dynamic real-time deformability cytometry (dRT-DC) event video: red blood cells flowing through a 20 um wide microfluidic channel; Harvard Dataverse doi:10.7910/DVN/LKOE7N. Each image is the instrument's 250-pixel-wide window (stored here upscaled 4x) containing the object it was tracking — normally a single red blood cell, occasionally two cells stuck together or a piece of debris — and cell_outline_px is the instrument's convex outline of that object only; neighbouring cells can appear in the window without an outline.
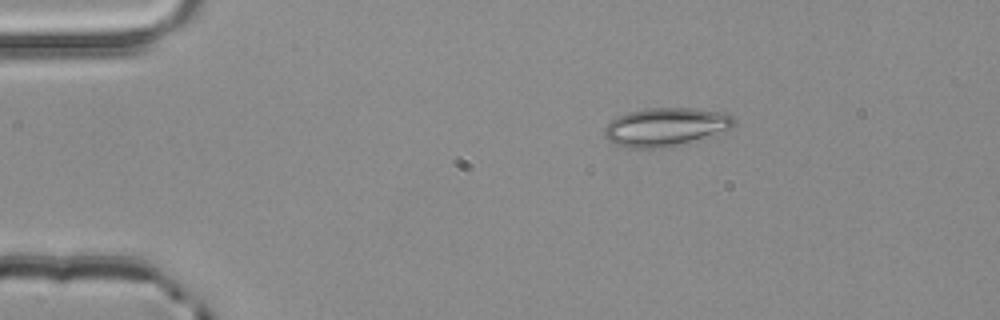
{"species": "common noctule bat (a hibernating species)", "species_latin": "Nyctalus noctula", "temperature_condition": "room temperature", "stored_images_in_passage": 2, "camera_frame_rate_fps": 3000, "um_per_image_px": 0.085, "animal": {"sex": "male", "body_mass_g": 20.4}, "frame": {"image": 1, "passage_image": 1, "time_ms": 0.0, "image_size_px": [1000, 320], "cell_outline_px": [[736, 124], [732, 128], [716, 136], [668, 148], [624, 148], [608, 140], [604, 136], [604, 128], [612, 120], [628, 112], [648, 108], [696, 108], [724, 112], [732, 116], [736, 120]], "centroid_in_image_um": [56.66, 10.81], "position_along_channel_um": 28.3, "area_um2": 29.65}}